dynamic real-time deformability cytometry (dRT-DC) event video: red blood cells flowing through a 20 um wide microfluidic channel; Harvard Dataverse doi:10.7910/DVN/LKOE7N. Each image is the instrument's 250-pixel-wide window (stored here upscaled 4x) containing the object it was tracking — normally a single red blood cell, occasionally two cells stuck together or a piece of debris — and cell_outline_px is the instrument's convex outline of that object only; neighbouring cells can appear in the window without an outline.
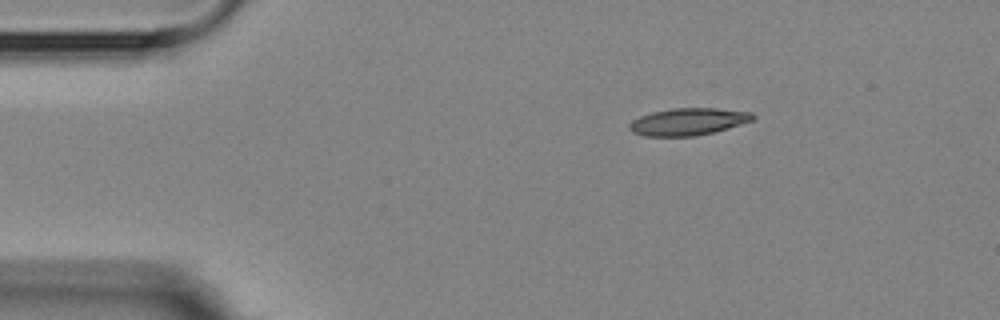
{"species": "Egyptian fruit bat (a non-hibernating species)", "species_latin": "Rousettus aegyptiacus", "temperature_condition": "room temperature", "stored_images_in_passage": 3, "camera_frame_rate_fps": 3000, "um_per_image_px": 0.085, "animal": {"sex": "female"}, "frame": {"image": 1, "passage_image": 1, "time_ms": 0.0, "image_size_px": [1000, 320], "cell_outline_px": [[756, 116], [752, 120], [740, 124], [712, 132], [696, 136], [644, 136], [632, 132], [628, 128], [628, 124], [632, 120], [640, 116], [652, 112], [672, 108], [716, 108], [752, 112]], "centroid_in_image_um": [58.45, 10.34], "position_along_channel_um": 26.5, "area_um2": 19.48}}